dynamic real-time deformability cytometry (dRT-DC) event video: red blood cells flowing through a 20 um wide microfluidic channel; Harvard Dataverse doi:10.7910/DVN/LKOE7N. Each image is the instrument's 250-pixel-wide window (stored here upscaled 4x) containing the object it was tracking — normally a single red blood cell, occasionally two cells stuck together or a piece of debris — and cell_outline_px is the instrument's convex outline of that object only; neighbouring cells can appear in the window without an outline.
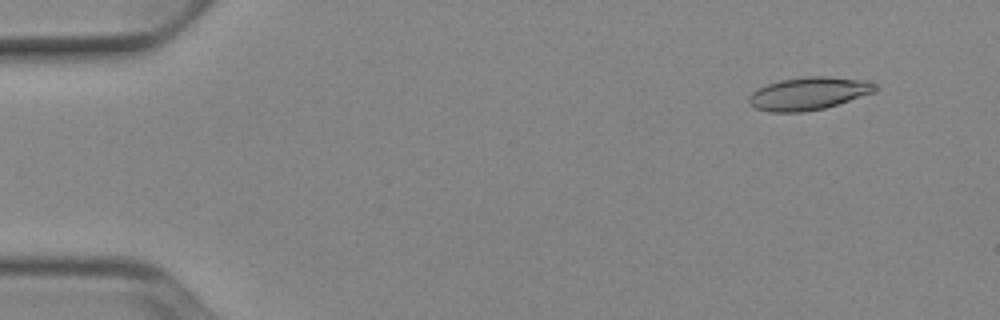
{"species": "Egyptian fruit bat (a non-hibernating species)", "species_latin": "Rousettus aegyptiacus", "temperature_condition": "cold", "stored_images_in_passage": 52, "camera_frame_rate_fps": 3000, "um_per_image_px": 0.085, "animal": {"sex": "female"}, "frame": {"image": 1, "passage_image": 5, "time_ms": 1.333, "image_size_px": [1000, 320], "cell_outline_px": [[876, 92], [824, 108], [804, 112], [768, 112], [756, 108], [748, 104], [748, 96], [756, 88], [780, 80], [804, 76], [828, 76], [864, 80], [876, 84]], "centroid_in_image_um": [68.7, 7.95], "position_along_channel_um": 16.3, "area_um2": 24.28}}
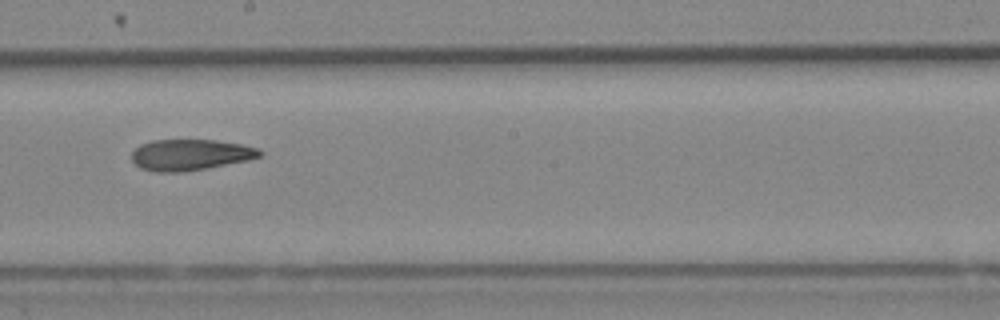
{"frame": {"image": 2, "passage_image": 30, "time_ms": 9.667, "image_size_px": [1000, 320], "cell_outline_px": [[264, 152], [260, 156], [248, 160], [208, 168], [180, 172], [156, 172], [140, 168], [132, 160], [132, 152], [140, 144], [152, 140], [216, 140], [240, 144], [260, 148]], "centroid_in_image_um": [16.19, 13.15], "position_along_channel_um": 232.0, "area_um2": 23.24}}
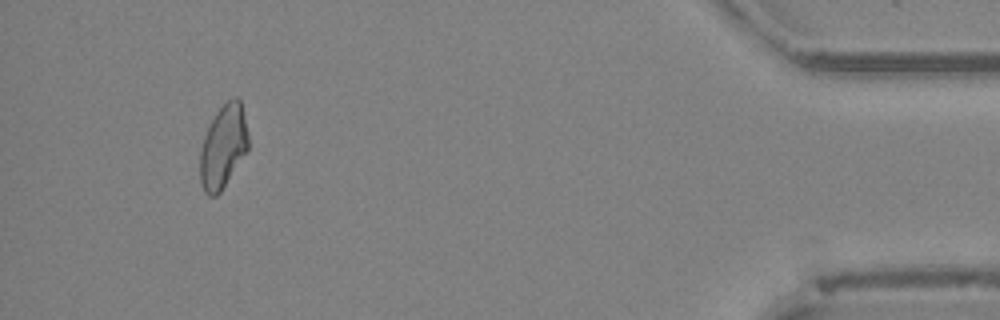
{"frame": {"image": 3, "passage_image": 49, "time_ms": 16.0, "image_size_px": [1000, 320], "cell_outline_px": [[248, 152], [220, 192], [216, 196], [208, 196], [204, 192], [200, 180], [200, 152], [204, 136], [216, 112], [232, 96], [236, 96], [240, 100], [248, 132]], "centroid_in_image_um": [18.98, 12.48], "position_along_channel_um": 416.2, "area_um2": 23.47}}